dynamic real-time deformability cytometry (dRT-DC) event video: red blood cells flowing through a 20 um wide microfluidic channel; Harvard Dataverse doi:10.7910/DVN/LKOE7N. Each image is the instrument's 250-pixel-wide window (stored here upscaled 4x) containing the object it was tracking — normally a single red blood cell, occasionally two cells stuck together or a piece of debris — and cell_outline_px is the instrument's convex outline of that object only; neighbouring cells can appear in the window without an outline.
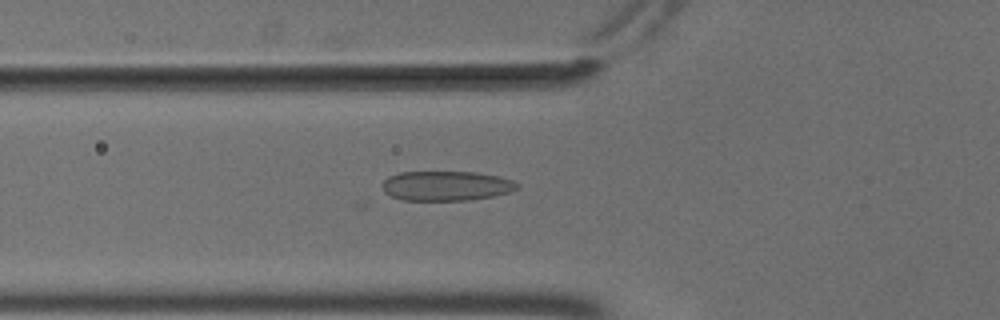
{"species": "common noctule bat (a hibernating species)", "species_latin": "Nyctalus noctula", "temperature_condition": "cold", "stored_images_in_passage": 30, "camera_frame_rate_fps": 3000, "um_per_image_px": 0.085, "animal": {"sex": "male", "body_mass_g": 18.8}, "frame": {"image": 1, "passage_image": 4, "time_ms": 1.0, "image_size_px": [1000, 320], "cell_outline_px": [[520, 184], [512, 192], [492, 196], [468, 200], [400, 200], [384, 192], [380, 184], [388, 176], [400, 172], [476, 172], [500, 176], [512, 180]], "centroid_in_image_um": [37.91, 15.79], "position_along_channel_um": 87.9, "area_um2": 23.52}}
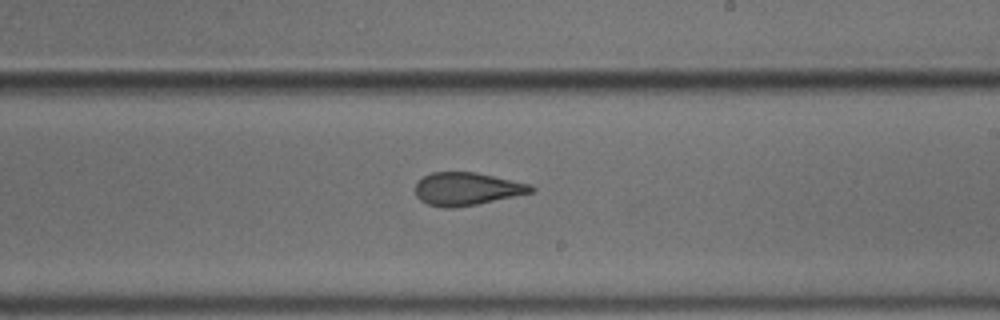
{"frame": {"image": 2, "passage_image": 17, "time_ms": 5.333, "image_size_px": [1000, 320], "cell_outline_px": [[536, 192], [476, 204], [452, 208], [444, 208], [428, 204], [420, 200], [416, 196], [416, 184], [424, 176], [432, 172], [476, 172], [532, 184], [536, 188]], "centroid_in_image_um": [39.73, 16.05], "position_along_channel_um": 249.3, "area_um2": 22.25}}
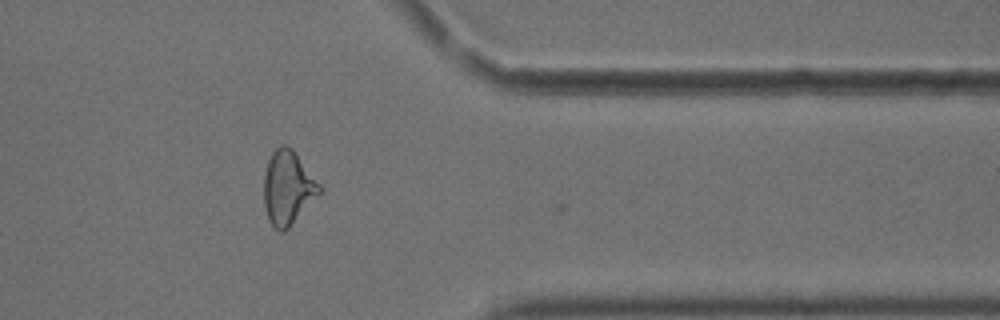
{"frame": {"image": 3, "passage_image": 29, "time_ms": 9.333, "image_size_px": [1000, 320], "cell_outline_px": [[324, 188], [288, 228], [284, 232], [280, 232], [268, 220], [264, 204], [264, 172], [268, 160], [272, 152], [280, 144], [284, 144], [292, 148]], "centroid_in_image_um": [24.46, 15.93], "position_along_channel_um": 386.9, "area_um2": 23.87}, "authors_computed_cell_mechanics": {"area_um2": 22.1952, "velocity_mm_per_s": 3.6993, "shape_relaxation_time_tau1_ms": 5.1386, "shape_relaxation_time_tau2_ms": 1.641, "deformation_change_tau1": 0.1363, "deformation_change_tau2": 0.0898}}